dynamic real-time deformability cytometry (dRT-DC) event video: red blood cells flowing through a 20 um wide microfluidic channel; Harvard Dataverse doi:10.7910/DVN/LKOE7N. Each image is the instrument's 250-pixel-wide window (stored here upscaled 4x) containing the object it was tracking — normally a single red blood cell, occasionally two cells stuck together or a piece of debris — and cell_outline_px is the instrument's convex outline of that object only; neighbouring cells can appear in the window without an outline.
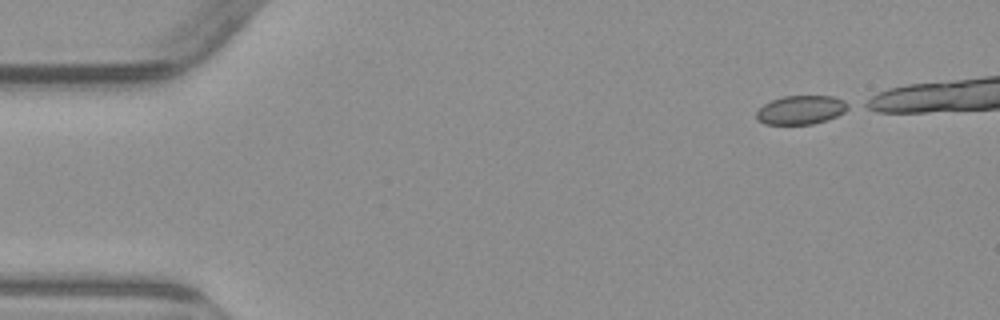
{"species": "common noctule bat (a hibernating species)", "species_latin": "Nyctalus noctula", "temperature_condition": "warm", "stored_images_in_passage": 4, "camera_frame_rate_fps": 3000, "um_per_image_px": 0.085, "animal": {"sex": "male", "body_mass_g": 23.1, "forearm_length_mm": 52.7}, "frame": {"image": 1, "passage_image": 1, "time_ms": 0.0, "image_size_px": [1000, 320], "cell_outline_px": [[852, 108], [836, 116], [812, 124], [764, 124], [756, 120], [756, 112], [764, 104], [772, 100], [784, 96], [832, 96], [844, 100], [852, 104]], "centroid_in_image_um": [68.11, 9.33], "position_along_channel_um": 16.9, "area_um2": 15.49}}